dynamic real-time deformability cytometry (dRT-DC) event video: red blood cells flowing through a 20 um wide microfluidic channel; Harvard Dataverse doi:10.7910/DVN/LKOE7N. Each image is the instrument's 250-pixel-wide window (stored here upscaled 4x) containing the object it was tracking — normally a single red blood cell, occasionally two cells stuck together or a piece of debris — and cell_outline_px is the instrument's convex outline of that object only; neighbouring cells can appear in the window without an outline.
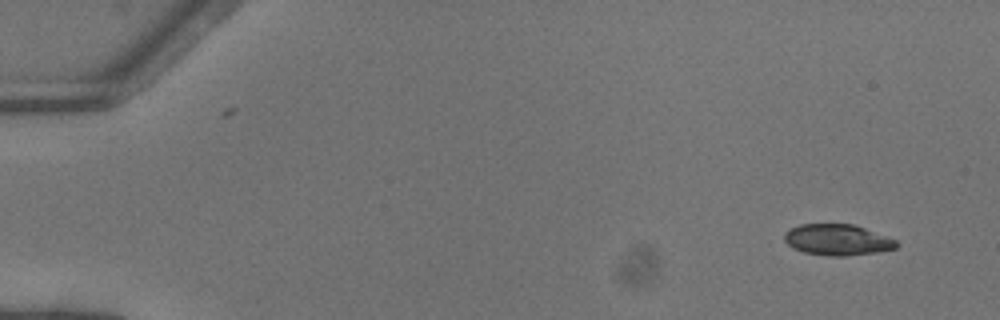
{"species": "common noctule bat (a hibernating species)", "species_latin": "Nyctalus noctula", "temperature_condition": "warm", "stored_images_in_passage": 48, "camera_frame_rate_fps": 3000, "um_per_image_px": 0.085, "animal": {"sex": "female"}, "frame": {"image": 1, "passage_image": 1, "time_ms": 0.0, "image_size_px": [1000, 320], "cell_outline_px": [[900, 244], [896, 248], [876, 252], [844, 256], [828, 256], [804, 252], [788, 244], [784, 240], [784, 232], [800, 224], [852, 224], [864, 228], [896, 240]], "centroid_in_image_um": [71.18, 20.38], "position_along_channel_um": 13.8, "area_um2": 20.06}}
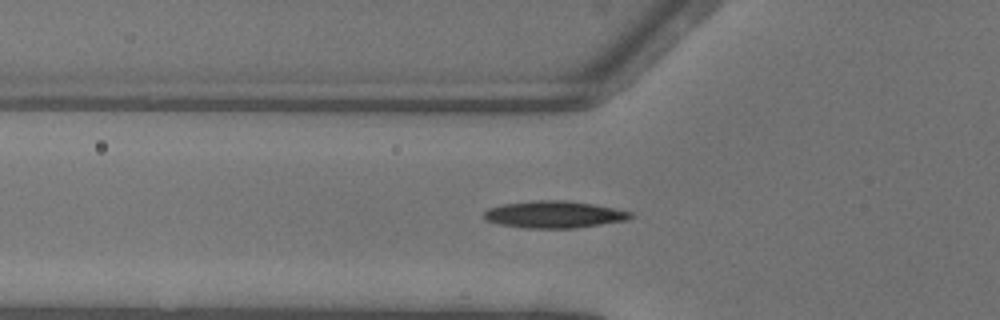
{"frame": {"image": 2, "passage_image": 16, "time_ms": 5.0, "image_size_px": [1000, 320], "cell_outline_px": [[632, 216], [628, 220], [576, 228], [524, 228], [496, 224], [484, 220], [484, 212], [488, 208], [504, 204], [532, 200], [564, 200], [592, 204], [616, 208], [632, 212]], "centroid_in_image_um": [47.08, 18.23], "position_along_channel_um": 78.7, "area_um2": 23.24}}
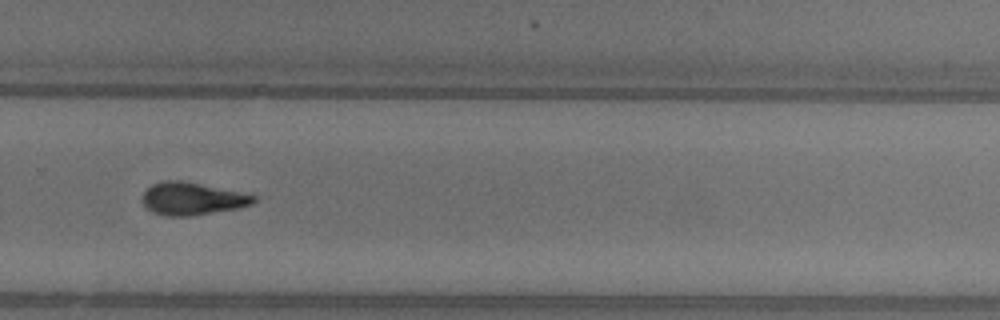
{"frame": {"image": 3, "passage_image": 33, "time_ms": 10.667, "image_size_px": [1000, 320], "cell_outline_px": [[256, 200], [252, 204], [236, 208], [188, 216], [168, 216], [152, 212], [144, 204], [144, 192], [152, 184], [168, 180], [180, 180], [248, 192], [256, 196]], "centroid_in_image_um": [16.4, 16.87], "position_along_channel_um": 313.4, "area_um2": 21.04}, "authors_computed_cell_mechanics": {"area_um2": 21.097, "velocity_mm_per_s": 4.1348, "shape_relaxation_time_tau1_ms": 6.4819, "shape_relaxation_time_tau2_ms": null, "deformation_change_tau1": 0.2125, "deformation_change_tau2": null}}